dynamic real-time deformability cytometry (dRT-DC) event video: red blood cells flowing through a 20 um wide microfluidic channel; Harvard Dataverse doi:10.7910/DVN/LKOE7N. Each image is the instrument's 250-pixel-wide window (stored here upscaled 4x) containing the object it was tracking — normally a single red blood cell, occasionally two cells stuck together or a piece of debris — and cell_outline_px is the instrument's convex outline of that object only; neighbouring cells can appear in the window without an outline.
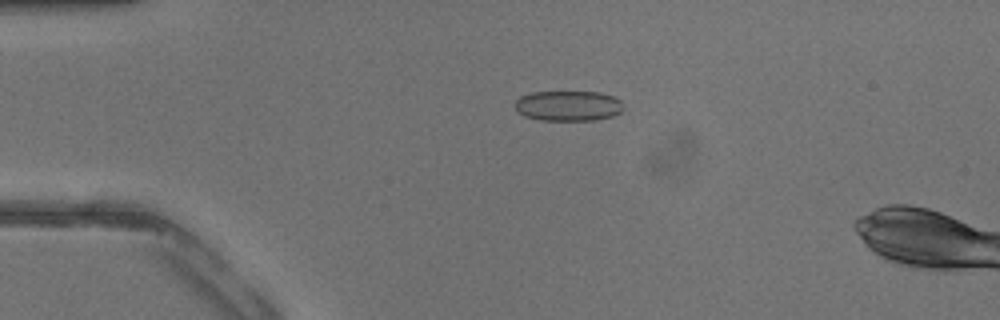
{"species": "common noctule bat (a hibernating species)", "species_latin": "Nyctalus noctula", "temperature_condition": "warm", "stored_images_in_passage": 14, "camera_frame_rate_fps": 3000, "um_per_image_px": 0.085, "animal": {"sex": "male", "body_mass_g": 13.3}, "frame": {"image": 1, "passage_image": 10, "time_ms": 3.0, "image_size_px": [1000, 320], "cell_outline_px": [[624, 108], [620, 112], [612, 116], [596, 120], [540, 120], [524, 116], [516, 108], [516, 100], [520, 96], [532, 92], [600, 92], [612, 96], [620, 100]], "centroid_in_image_um": [48.31, 8.99], "position_along_channel_um": 36.7, "area_um2": 19.07}}